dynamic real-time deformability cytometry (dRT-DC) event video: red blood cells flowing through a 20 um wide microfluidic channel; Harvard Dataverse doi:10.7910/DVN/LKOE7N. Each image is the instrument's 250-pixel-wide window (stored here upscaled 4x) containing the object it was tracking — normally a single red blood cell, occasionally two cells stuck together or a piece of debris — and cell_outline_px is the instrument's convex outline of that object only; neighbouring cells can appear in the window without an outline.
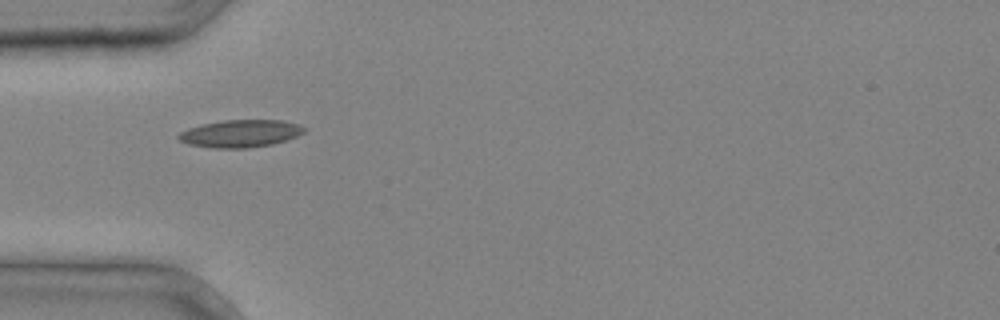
{"species": "common noctule bat (a hibernating species)", "species_latin": "Nyctalus noctula", "temperature_condition": "cold", "stored_images_in_passage": 2, "camera_frame_rate_fps": 3000, "um_per_image_px": 0.085, "animal": {"sex": "male", "body_mass_g": 20.4}, "frame": {"image": 1, "passage_image": 1, "time_ms": 0.0, "image_size_px": [1000, 320], "cell_outline_px": [[304, 132], [296, 136], [272, 144], [248, 148], [212, 148], [188, 144], [180, 140], [176, 136], [180, 132], [188, 128], [204, 124], [224, 120], [280, 120], [300, 124], [304, 128]], "centroid_in_image_um": [20.41, 11.35], "position_along_channel_um": 64.6, "area_um2": 19.94}}